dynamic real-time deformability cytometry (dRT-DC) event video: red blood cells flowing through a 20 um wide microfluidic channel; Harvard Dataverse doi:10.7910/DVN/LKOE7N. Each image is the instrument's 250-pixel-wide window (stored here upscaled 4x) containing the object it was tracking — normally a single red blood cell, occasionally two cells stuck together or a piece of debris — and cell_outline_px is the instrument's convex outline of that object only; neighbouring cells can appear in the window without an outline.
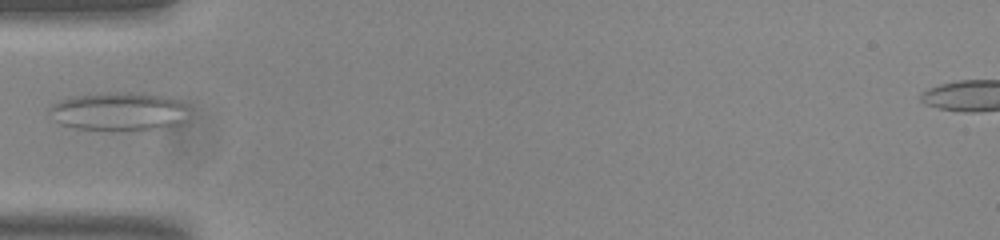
{"species": "common noctule bat (a hibernating species)", "species_latin": "Nyctalus noctula", "temperature_condition": "room temperature", "stored_images_in_passage": 38, "camera_frame_rate_fps": 3000, "um_per_image_px": 0.085, "animal": {"sex": "male", "body_mass_g": 20.0, "forearm_length_mm": 53.3}, "frame": {"image": 1, "passage_image": 1, "time_ms": 0.0, "image_size_px": [1000, 240], "cell_outline_px": [[184, 120], [176, 124], [152, 128], [76, 128], [60, 124], [48, 112], [48, 108], [52, 104], [60, 100], [72, 96], [108, 92], [140, 92], [164, 96], [176, 100], [184, 104]], "centroid_in_image_um": [10.0, 9.42], "position_along_channel_um": 75.0, "area_um2": 30.11}}
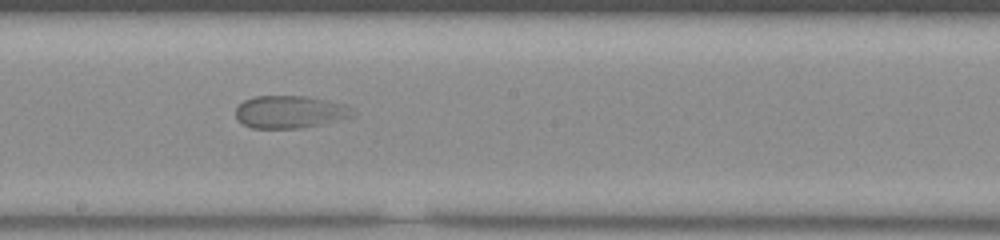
{"frame": {"image": 2, "passage_image": 13, "time_ms": 4.0, "image_size_px": [1000, 240], "cell_outline_px": [[356, 116], [320, 124], [300, 128], [252, 128], [236, 120], [236, 108], [244, 100], [256, 96], [304, 96], [328, 100], [344, 104], [356, 112]], "centroid_in_image_um": [24.65, 9.51], "position_along_channel_um": 223.5, "area_um2": 22.2}}
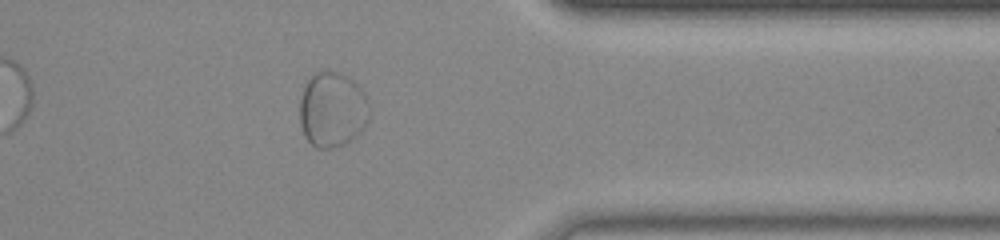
{"frame": {"image": 3, "passage_image": 27, "time_ms": 8.667, "image_size_px": [1000, 240], "cell_outline_px": [[364, 128], [352, 140], [344, 144], [328, 148], [316, 148], [304, 136], [300, 124], [300, 96], [308, 80], [316, 72], [336, 72], [348, 76], [364, 92]], "centroid_in_image_um": [28.17, 9.33], "position_along_channel_um": 383.2, "area_um2": 29.59}}